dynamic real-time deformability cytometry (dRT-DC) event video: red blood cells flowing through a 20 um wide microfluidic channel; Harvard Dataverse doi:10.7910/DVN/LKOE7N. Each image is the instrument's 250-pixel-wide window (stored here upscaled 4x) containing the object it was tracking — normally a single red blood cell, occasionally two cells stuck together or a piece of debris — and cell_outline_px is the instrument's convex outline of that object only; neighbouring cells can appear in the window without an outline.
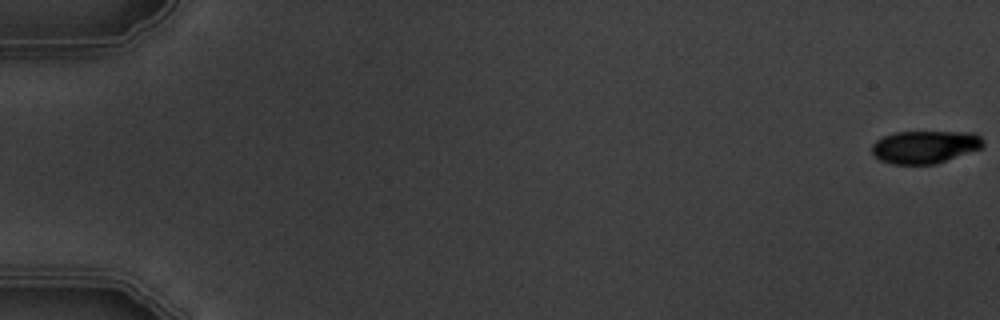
{"species": "common noctule bat (a hibernating species)", "species_latin": "Nyctalus noctula", "temperature_condition": "warm", "stored_images_in_passage": 7, "camera_frame_rate_fps": 3000, "um_per_image_px": 0.085, "animal": {"sex": "male", "body_mass_g": 19.5, "forearm_length_mm": 54.6}, "frame": {"image": 1, "passage_image": 1, "time_ms": 0.0, "image_size_px": [1000, 320], "cell_outline_px": [[984, 148], [936, 164], [892, 164], [880, 160], [872, 152], [872, 144], [876, 140], [884, 136], [896, 132], [976, 132], [984, 140]], "centroid_in_image_um": [78.67, 12.48], "position_along_channel_um": 6.3, "area_um2": 21.44}}
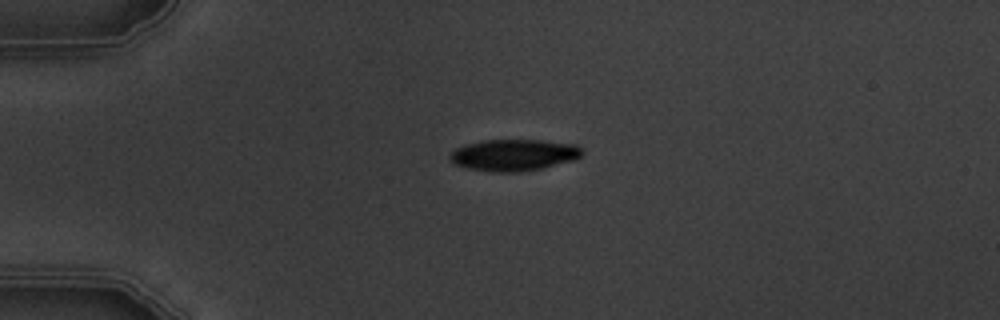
{"frame": {"image": 2, "passage_image": 5, "time_ms": 4.667, "image_size_px": [1000, 320], "cell_outline_px": [[584, 152], [576, 160], [540, 168], [516, 172], [500, 172], [468, 168], [456, 164], [448, 160], [448, 156], [456, 148], [464, 144], [484, 140], [540, 140], [576, 144]], "centroid_in_image_um": [43.67, 13.16], "position_along_channel_um": 41.3, "area_um2": 24.22}}
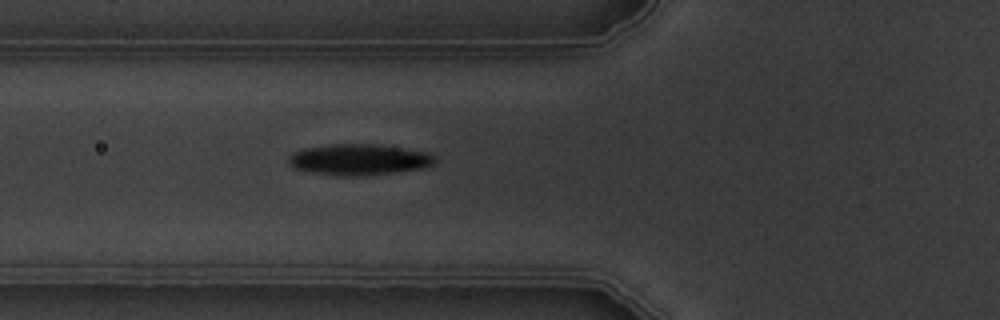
{"frame": {"image": 3, "passage_image": 7, "time_ms": 7.0, "image_size_px": [1000, 320], "cell_outline_px": [[436, 160], [432, 164], [424, 168], [392, 172], [316, 172], [296, 168], [288, 160], [288, 156], [292, 152], [304, 148], [332, 144], [376, 144], [428, 152], [436, 156]], "centroid_in_image_um": [30.57, 13.48], "position_along_channel_um": 95.2, "area_um2": 24.8}}